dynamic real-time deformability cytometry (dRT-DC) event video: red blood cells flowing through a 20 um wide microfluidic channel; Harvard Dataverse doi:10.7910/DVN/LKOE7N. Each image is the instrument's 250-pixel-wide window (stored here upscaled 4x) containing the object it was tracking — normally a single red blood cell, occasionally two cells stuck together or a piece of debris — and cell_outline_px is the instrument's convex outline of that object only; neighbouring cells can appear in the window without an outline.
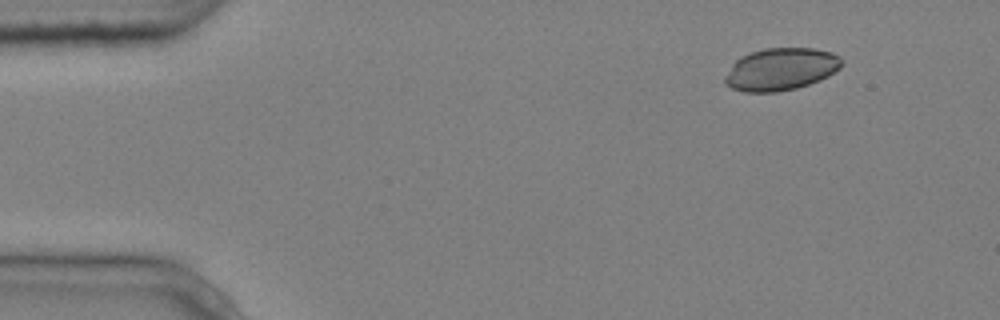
{"species": "common noctule bat (a hibernating species)", "species_latin": "Nyctalus noctula", "temperature_condition": "cold", "stored_images_in_passage": 6, "camera_frame_rate_fps": 3000, "um_per_image_px": 0.085, "animal": {"sex": "male", "body_mass_g": 20.4}, "frame": {"image": 1, "passage_image": 2, "time_ms": 0.333, "image_size_px": [1000, 320], "cell_outline_px": [[844, 64], [840, 68], [828, 76], [820, 80], [796, 88], [776, 92], [744, 92], [732, 88], [724, 84], [724, 76], [732, 64], [736, 60], [752, 52], [764, 48], [812, 48], [832, 52], [840, 56], [844, 60]], "centroid_in_image_um": [66.39, 5.88], "position_along_channel_um": 18.6, "area_um2": 28.96}}